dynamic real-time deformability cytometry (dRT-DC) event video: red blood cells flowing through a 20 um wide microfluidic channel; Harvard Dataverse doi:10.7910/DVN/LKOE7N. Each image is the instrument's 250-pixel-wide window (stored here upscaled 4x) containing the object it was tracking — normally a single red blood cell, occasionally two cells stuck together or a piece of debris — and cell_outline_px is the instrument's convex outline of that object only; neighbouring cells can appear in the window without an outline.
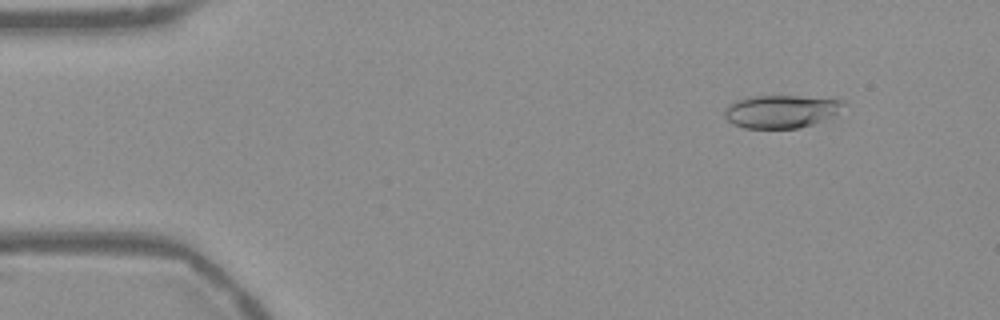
{"species": "Egyptian fruit bat (a non-hibernating species)", "species_latin": "Rousettus aegyptiacus", "temperature_condition": "warm", "stored_images_in_passage": 54, "camera_frame_rate_fps": 3000, "um_per_image_px": 0.085, "frame": {"image": 1, "passage_image": 6, "time_ms": 1.667, "image_size_px": [1000, 320], "cell_outline_px": [[848, 104], [832, 116], [812, 124], [796, 128], [744, 128], [732, 124], [724, 116], [724, 108], [728, 104], [736, 100], [748, 96], [800, 96], [844, 100]], "centroid_in_image_um": [66.36, 9.46], "position_along_channel_um": 18.6, "area_um2": 22.95}}
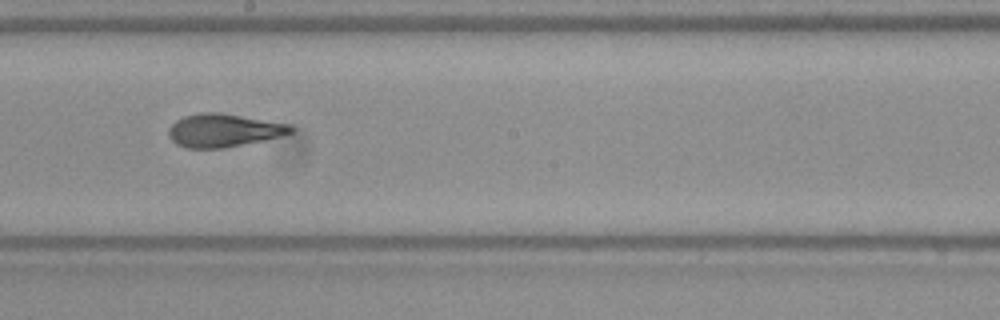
{"frame": {"image": 2, "passage_image": 30, "time_ms": 9.667, "image_size_px": [1000, 320], "cell_outline_px": [[296, 128], [292, 132], [280, 136], [264, 140], [224, 148], [184, 148], [176, 144], [168, 136], [168, 128], [176, 120], [184, 116], [200, 112], [220, 112], [288, 124]], "centroid_in_image_um": [18.97, 11.08], "position_along_channel_um": 229.2, "area_um2": 23.64}}
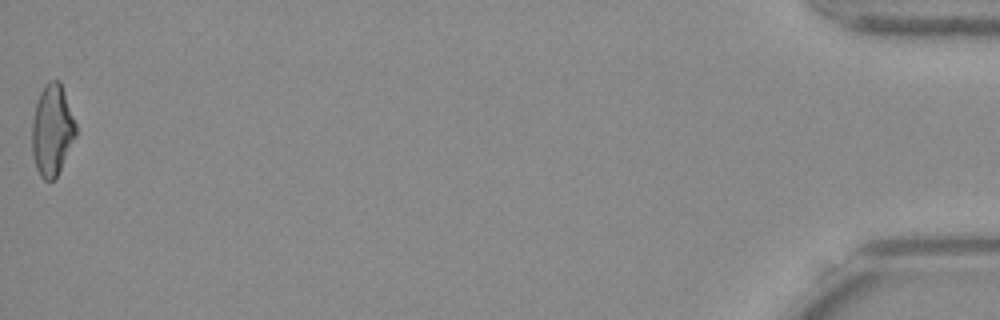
{"frame": {"image": 3, "passage_image": 54, "time_ms": 17.667, "image_size_px": [1000, 320], "cell_outline_px": [[76, 136], [56, 176], [52, 180], [44, 180], [40, 176], [36, 168], [32, 152], [32, 120], [36, 104], [40, 92], [44, 84], [52, 80], [60, 80], [76, 124]], "centroid_in_image_um": [4.42, 11.04], "position_along_channel_um": 430.8, "area_um2": 23.06}, "authors_computed_cell_mechanics": {"area_um2": 23.2356, "velocity_mm_per_s": 3.7707, "shape_relaxation_time_tau1_ms": 5.5408, "shape_relaxation_time_tau2_ms": 1.7443, "deformation_change_tau1": 0.1917, "deformation_change_tau2": 0.0836}}